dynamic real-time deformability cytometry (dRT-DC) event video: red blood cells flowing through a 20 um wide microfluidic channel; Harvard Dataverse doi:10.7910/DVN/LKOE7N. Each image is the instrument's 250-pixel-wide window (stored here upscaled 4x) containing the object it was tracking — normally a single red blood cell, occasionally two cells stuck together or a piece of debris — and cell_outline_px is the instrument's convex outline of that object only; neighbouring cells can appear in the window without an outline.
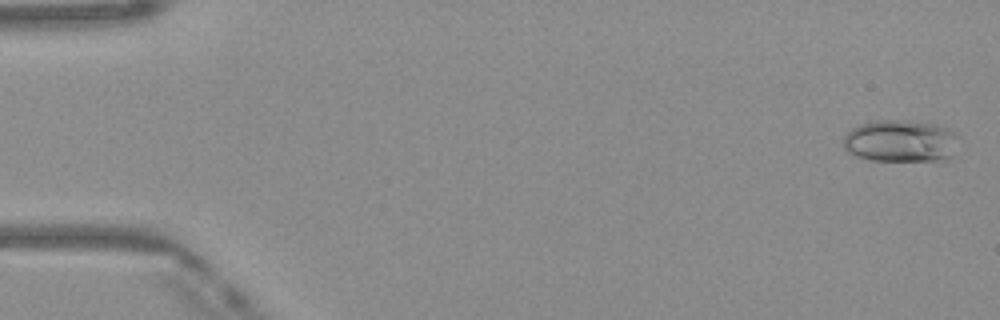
{"species": "Egyptian fruit bat (a non-hibernating species)", "species_latin": "Rousettus aegyptiacus", "temperature_condition": "warm", "stored_images_in_passage": 49, "camera_frame_rate_fps": 3000, "um_per_image_px": 0.085, "frame": {"image": 1, "passage_image": 2, "time_ms": 0.333, "image_size_px": [1000, 320], "cell_outline_px": [[952, 156], [948, 160], [872, 160], [856, 156], [848, 152], [844, 148], [844, 136], [852, 128], [860, 124], [872, 120], [904, 120], [936, 124], [948, 128], [952, 132]], "centroid_in_image_um": [76.46, 11.98], "position_along_channel_um": 8.5, "area_um2": 27.8}}
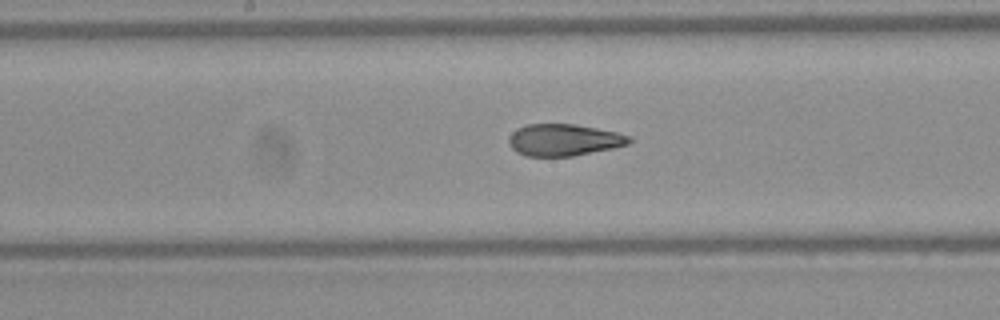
{"frame": {"image": 2, "passage_image": 26, "time_ms": 8.333, "image_size_px": [1000, 320], "cell_outline_px": [[632, 140], [628, 144], [612, 148], [572, 156], [524, 156], [516, 152], [508, 144], [508, 140], [512, 132], [516, 128], [528, 124], [572, 124], [596, 128], [616, 132], [632, 136]], "centroid_in_image_um": [47.9, 11.89], "position_along_channel_um": 200.3, "area_um2": 22.31}}
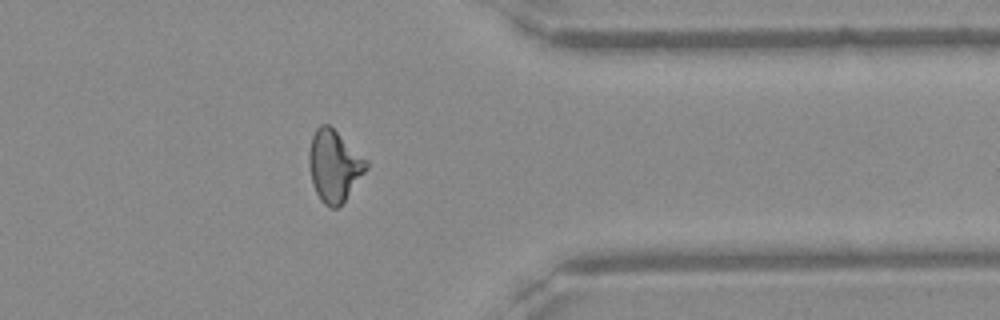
{"frame": {"image": 3, "passage_image": 40, "time_ms": 13.0, "image_size_px": [1000, 320], "cell_outline_px": [[368, 168], [344, 200], [336, 208], [332, 208], [324, 204], [320, 200], [316, 192], [312, 180], [308, 164], [308, 152], [312, 136], [316, 128], [320, 124], [328, 124], [368, 160]], "centroid_in_image_um": [28.39, 14.08], "position_along_channel_um": 383.0, "area_um2": 23.64}, "authors_computed_cell_mechanics": {"area_um2": 23.5246, "velocity_mm_per_s": 4.1518, "shape_relaxation_time_tau1_ms": 11.1275, "shape_relaxation_time_tau2_ms": 1.5526, "deformation_change_tau1": 0.2793, "deformation_change_tau2": 0.0964}}